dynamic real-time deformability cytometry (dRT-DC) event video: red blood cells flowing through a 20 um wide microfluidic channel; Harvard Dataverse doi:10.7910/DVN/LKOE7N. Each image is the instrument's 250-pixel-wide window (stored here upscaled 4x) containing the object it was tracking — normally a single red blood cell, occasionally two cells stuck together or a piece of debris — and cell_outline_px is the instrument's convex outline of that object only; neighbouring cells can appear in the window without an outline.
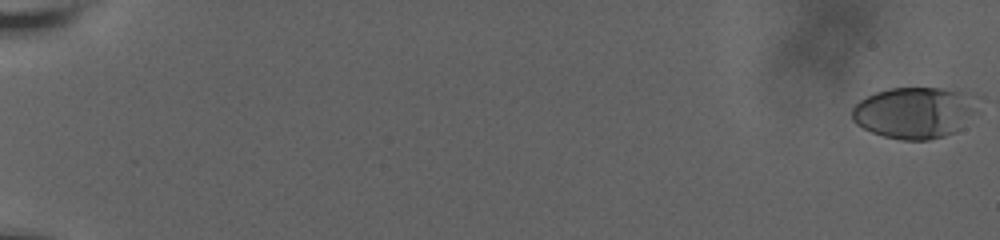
{"species": "human", "species_latin": "Homo sapiens", "temperature_condition": "room temperature", "stored_images_in_passage": 61, "camera_frame_rate_fps": 3000, "um_per_image_px": 0.085, "donor": {"sex": "male"}, "frame": {"image": 1, "passage_image": 1, "time_ms": 0.0, "image_size_px": [1000, 240], "cell_outline_px": [[984, 96], [980, 112], [956, 132], [944, 136], [928, 140], [900, 140], [884, 136], [872, 132], [856, 124], [852, 120], [852, 108], [860, 100], [876, 92], [888, 88], [940, 88]], "centroid_in_image_um": [77.88, 9.56], "position_along_channel_um": 7.1, "area_um2": 38.73}}
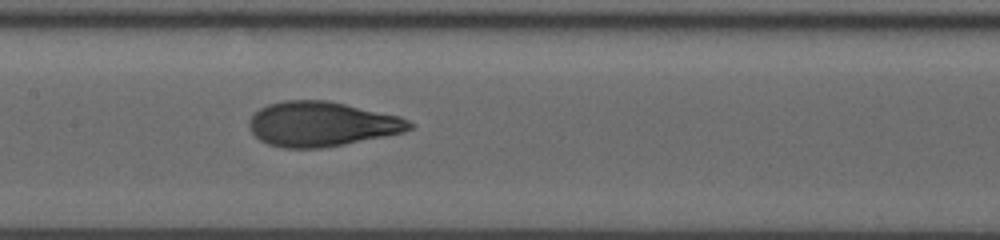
{"frame": {"image": 2, "passage_image": 34, "time_ms": 11.0, "image_size_px": [1000, 240], "cell_outline_px": [[416, 124], [412, 128], [404, 132], [344, 144], [320, 148], [284, 148], [268, 144], [260, 140], [252, 132], [248, 124], [252, 116], [260, 108], [268, 104], [284, 100], [328, 100], [400, 116]], "centroid_in_image_um": [27.35, 10.54], "position_along_channel_um": 180.0, "area_um2": 41.73}}
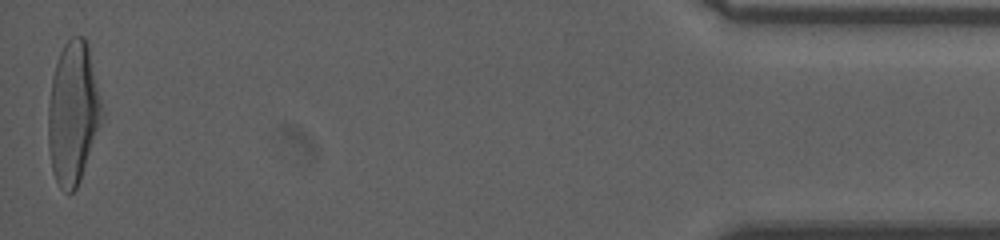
{"frame": {"image": 3, "passage_image": 61, "time_ms": 20.0, "image_size_px": [1000, 240], "cell_outline_px": [[104, 116], [80, 180], [76, 188], [68, 196], [60, 188], [52, 172], [48, 148], [48, 104], [52, 76], [60, 52], [64, 44], [72, 36], [84, 36], [88, 40], [104, 112]], "centroid_in_image_um": [6.22, 9.6], "position_along_channel_um": 429.0, "area_um2": 45.2}, "authors_computed_cell_mechanics": {"area_um2": 40.2866, "velocity_mm_per_s": 3.6668, "shape_relaxation_time_tau1_ms": 6.0603, "shape_relaxation_time_tau2_ms": 1.0134, "deformation_change_tau1": 0.2395, "deformation_change_tau2": 0.0762}}